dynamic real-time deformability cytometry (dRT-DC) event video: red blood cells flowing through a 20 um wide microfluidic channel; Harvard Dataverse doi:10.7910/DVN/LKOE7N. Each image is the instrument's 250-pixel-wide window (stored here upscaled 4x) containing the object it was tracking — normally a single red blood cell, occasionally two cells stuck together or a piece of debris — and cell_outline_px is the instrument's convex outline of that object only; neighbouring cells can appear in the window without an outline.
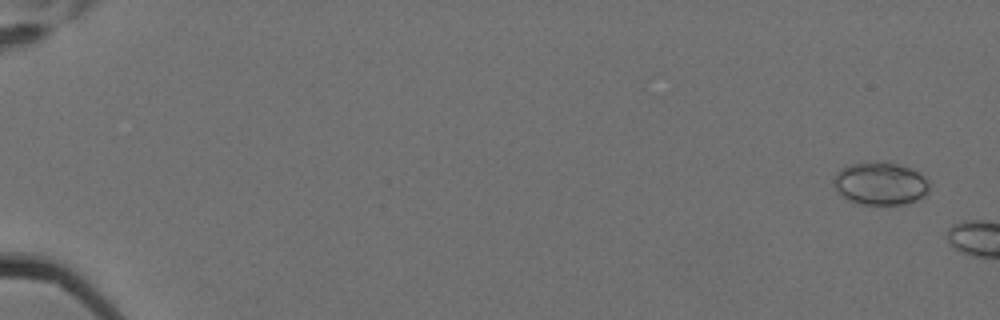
{"species": "Egyptian fruit bat (a non-hibernating species)", "species_latin": "Rousettus aegyptiacus", "temperature_condition": "cold", "stored_images_in_passage": 3, "camera_frame_rate_fps": 3000, "um_per_image_px": 0.085, "animal": {"sex": "female"}, "frame": {"image": 1, "passage_image": 1, "time_ms": 0.0, "image_size_px": [1000, 320], "cell_outline_px": [[932, 184], [928, 192], [920, 200], [908, 204], [864, 204], [848, 200], [836, 192], [832, 184], [836, 172], [840, 168], [864, 160], [888, 160], [912, 168], [920, 172]], "centroid_in_image_um": [74.85, 15.56], "position_along_channel_um": 10.1, "area_um2": 24.97}}